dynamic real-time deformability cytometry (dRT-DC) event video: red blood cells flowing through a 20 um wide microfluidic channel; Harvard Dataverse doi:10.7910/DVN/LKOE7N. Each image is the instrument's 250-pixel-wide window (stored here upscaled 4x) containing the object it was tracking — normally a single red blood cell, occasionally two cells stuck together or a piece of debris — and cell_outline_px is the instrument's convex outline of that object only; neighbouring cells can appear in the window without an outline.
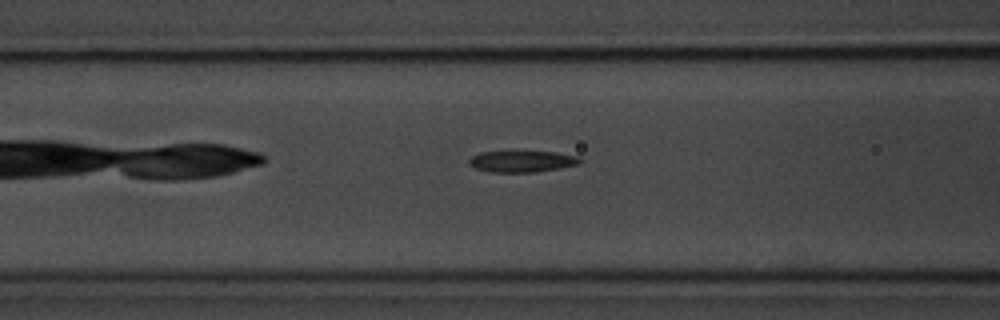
{"species": "common noctule bat (a hibernating species)", "species_latin": "Nyctalus noctula", "temperature_condition": "room temperature", "stored_images_in_passage": 33, "camera_frame_rate_fps": 3000, "um_per_image_px": 0.085, "animal": {"sex": "male", "body_mass_g": 20.1, "forearm_length_mm": 53.5}, "frame": {"image": 1, "passage_image": 5, "time_ms": 1.333, "image_size_px": [1000, 320], "cell_outline_px": [[584, 160], [580, 164], [560, 168], [536, 172], [488, 172], [476, 168], [468, 164], [468, 160], [472, 156], [480, 152], [556, 152], [576, 156]], "centroid_in_image_um": [44.38, 13.73], "position_along_channel_um": 122.2, "area_um2": 13.81}}
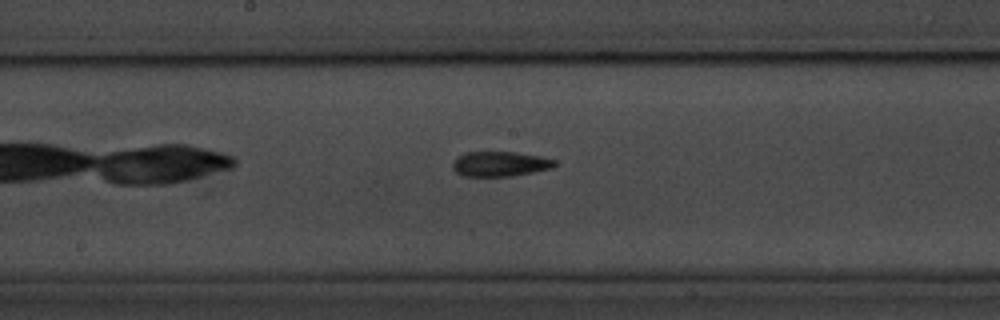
{"frame": {"image": 2, "passage_image": 12, "time_ms": 3.667, "image_size_px": [1000, 320], "cell_outline_px": [[556, 164], [552, 168], [512, 176], [460, 176], [452, 168], [452, 164], [456, 156], [464, 152], [516, 152], [540, 156], [556, 160]], "centroid_in_image_um": [42.46, 13.93], "position_along_channel_um": 205.7, "area_um2": 14.97}}
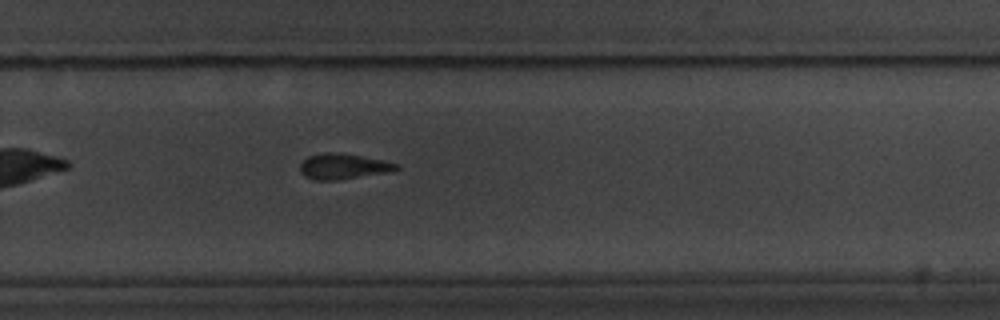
{"frame": {"image": 3, "passage_image": 20, "time_ms": 6.333, "image_size_px": [1000, 320], "cell_outline_px": [[400, 168], [392, 172], [340, 180], [316, 180], [304, 176], [300, 172], [300, 164], [308, 156], [324, 152], [336, 152], [384, 160], [400, 164]], "centroid_in_image_um": [29.21, 14.15], "position_along_channel_um": 300.6, "area_um2": 14.57}}